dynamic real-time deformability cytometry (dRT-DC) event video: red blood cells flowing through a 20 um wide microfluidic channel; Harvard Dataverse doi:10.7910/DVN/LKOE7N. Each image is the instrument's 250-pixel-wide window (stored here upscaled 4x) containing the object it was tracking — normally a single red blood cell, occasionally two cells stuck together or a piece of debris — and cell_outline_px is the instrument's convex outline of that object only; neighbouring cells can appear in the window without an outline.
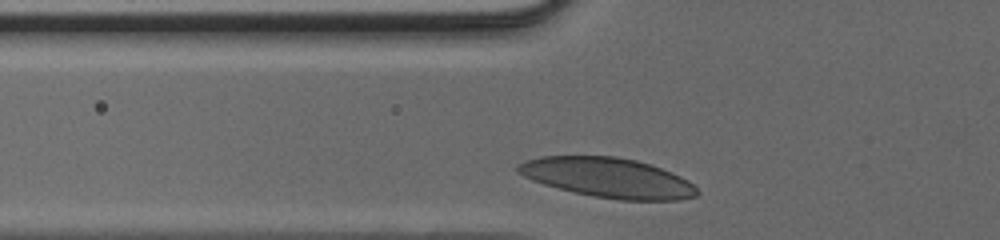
{"species": "human", "species_latin": "Homo sapiens", "temperature_condition": "cold", "stored_images_in_passage": 24, "camera_frame_rate_fps": 3000, "um_per_image_px": 0.085, "donor": {"sex": "male"}, "frame": {"image": 1, "passage_image": 2, "time_ms": 0.333, "image_size_px": [1000, 240], "cell_outline_px": [[700, 192], [696, 196], [676, 200], [620, 200], [592, 196], [544, 184], [532, 180], [516, 172], [516, 164], [524, 160], [544, 156], [616, 156], [636, 160], [660, 168], [680, 176], [688, 180]], "centroid_in_image_um": [51.65, 15.1], "position_along_channel_um": 74.2, "area_um2": 41.33}}
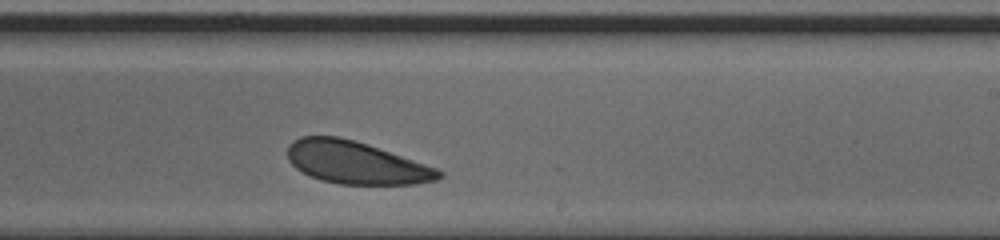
{"frame": {"image": 2, "passage_image": 15, "time_ms": 4.667, "image_size_px": [1000, 240], "cell_outline_px": [[444, 176], [436, 180], [416, 184], [340, 184], [320, 180], [296, 168], [288, 160], [288, 144], [292, 140], [300, 136], [340, 136], [368, 144], [436, 168], [444, 172]], "centroid_in_image_um": [30.24, 13.82], "position_along_channel_um": 258.8, "area_um2": 37.4}}
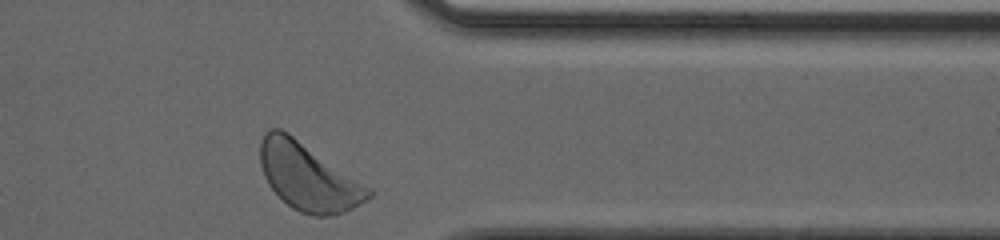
{"frame": {"image": 3, "passage_image": 24, "time_ms": 7.667, "image_size_px": [1000, 240], "cell_outline_px": [[376, 192], [372, 196], [352, 208], [344, 212], [328, 216], [312, 216], [300, 212], [292, 208], [268, 184], [264, 176], [260, 164], [260, 140], [264, 132], [268, 128], [280, 128], [288, 132], [372, 188]], "centroid_in_image_um": [26.2, 15.01], "position_along_channel_um": 385.2, "area_um2": 42.54}}